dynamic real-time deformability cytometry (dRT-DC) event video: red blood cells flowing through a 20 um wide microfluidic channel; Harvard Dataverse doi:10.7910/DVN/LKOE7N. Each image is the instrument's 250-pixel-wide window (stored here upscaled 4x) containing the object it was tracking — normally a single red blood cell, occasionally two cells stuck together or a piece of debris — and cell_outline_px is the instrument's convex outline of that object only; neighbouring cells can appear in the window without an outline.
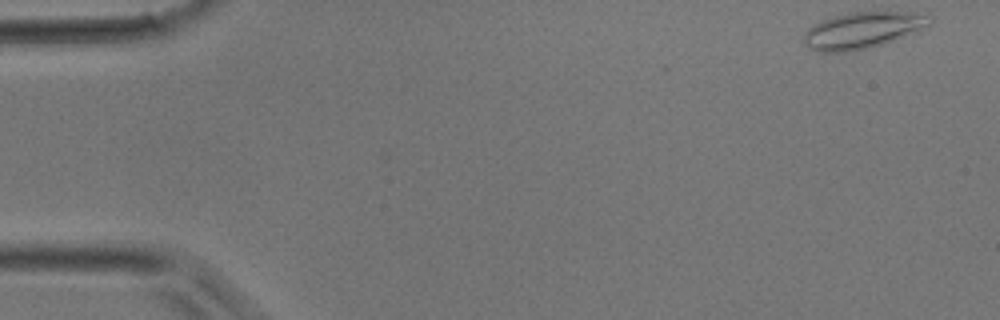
{"species": "common noctule bat (a hibernating species)", "species_latin": "Nyctalus noctula", "temperature_condition": "room temperature", "stored_images_in_passage": 2, "camera_frame_rate_fps": 3000, "um_per_image_px": 0.085, "animal": {"sex": "male", "body_mass_g": 17.9}, "frame": {"image": 1, "passage_image": 2, "time_ms": 2.333, "image_size_px": [1000, 320], "cell_outline_px": [[932, 20], [928, 24], [916, 32], [884, 44], [852, 52], [816, 52], [808, 48], [804, 44], [804, 32], [808, 28], [824, 20], [836, 16], [856, 12], [928, 12], [932, 16]], "centroid_in_image_um": [73.35, 2.59], "position_along_channel_um": 11.7, "area_um2": 26.82}}